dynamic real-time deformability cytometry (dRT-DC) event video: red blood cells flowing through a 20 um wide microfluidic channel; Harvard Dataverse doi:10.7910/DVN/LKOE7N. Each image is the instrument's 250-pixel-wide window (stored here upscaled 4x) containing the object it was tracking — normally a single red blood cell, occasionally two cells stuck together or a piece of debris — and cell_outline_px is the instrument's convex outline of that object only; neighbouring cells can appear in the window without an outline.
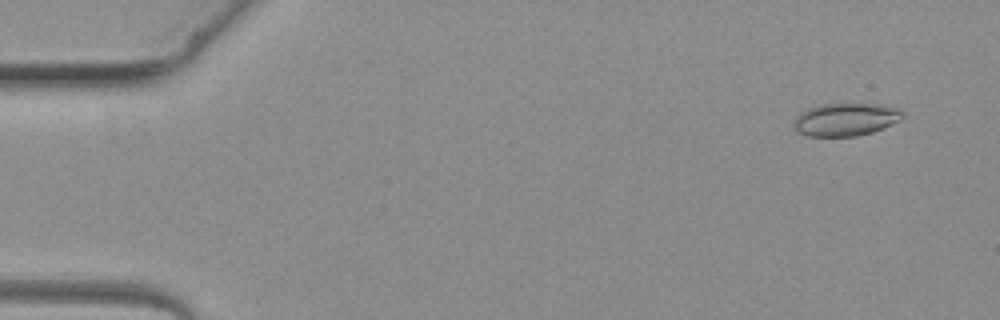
{"species": "common noctule bat (a hibernating species)", "species_latin": "Nyctalus noctula", "temperature_condition": "warm", "stored_images_in_passage": 4, "camera_frame_rate_fps": 3000, "um_per_image_px": 0.085, "animal": {"sex": "female", "body_mass_g": 19.3, "forearm_length_mm": 54.1}, "frame": {"image": 1, "passage_image": 1, "time_ms": 0.0, "image_size_px": [1000, 320], "cell_outline_px": [[904, 116], [900, 120], [884, 128], [872, 132], [856, 136], [808, 136], [800, 132], [796, 128], [796, 116], [800, 112], [816, 104], [880, 104], [900, 108], [904, 112]], "centroid_in_image_um": [71.94, 10.14], "position_along_channel_um": 13.1, "area_um2": 20.81}}
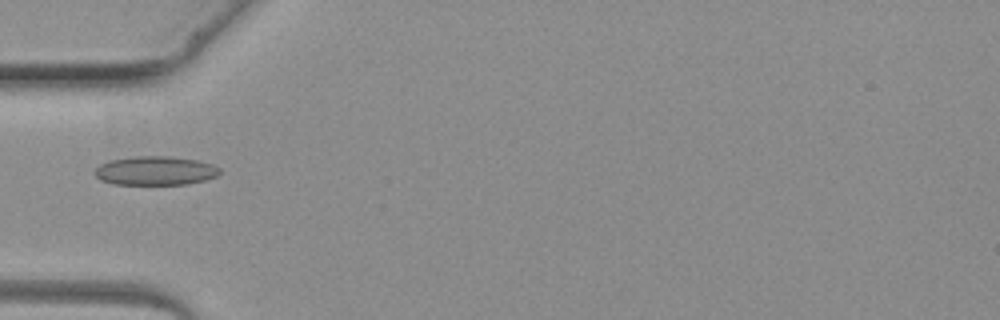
{"frame": {"image": 2, "passage_image": 4, "time_ms": 3.667, "image_size_px": [1000, 320], "cell_outline_px": [[220, 172], [216, 176], [204, 180], [188, 184], [112, 184], [100, 180], [92, 172], [100, 164], [108, 160], [132, 156], [172, 156], [196, 160], [212, 164], [220, 168]], "centroid_in_image_um": [13.16, 14.5], "position_along_channel_um": 71.8, "area_um2": 21.21}}